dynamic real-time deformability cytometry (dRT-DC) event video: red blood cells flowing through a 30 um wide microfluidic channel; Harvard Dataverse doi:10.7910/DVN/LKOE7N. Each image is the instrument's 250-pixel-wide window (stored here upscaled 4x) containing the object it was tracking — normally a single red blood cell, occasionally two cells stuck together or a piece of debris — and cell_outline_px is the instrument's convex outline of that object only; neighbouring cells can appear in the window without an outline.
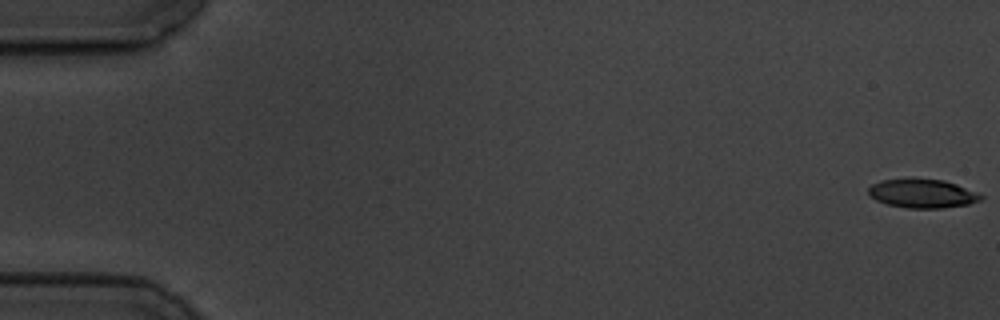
{"species": "common noctule bat (a hibernating species)", "species_latin": "Nyctalus noctula", "temperature_condition": "cold", "stored_images_in_passage": 6, "camera_frame_rate_fps": 3000, "um_per_image_px": 0.085, "animal": {"sex": "male", "body_mass_g": 19.5, "forearm_length_mm": 54.6}, "frame": {"image": 1, "passage_image": 1, "time_ms": 0.0, "image_size_px": [1000, 320], "cell_outline_px": [[984, 196], [980, 200], [968, 204], [944, 208], [908, 208], [888, 204], [876, 200], [868, 196], [868, 188], [872, 184], [880, 180], [944, 180], [956, 184], [976, 192]], "centroid_in_image_um": [78.39, 16.47], "position_along_channel_um": 6.6, "area_um2": 18.5}}
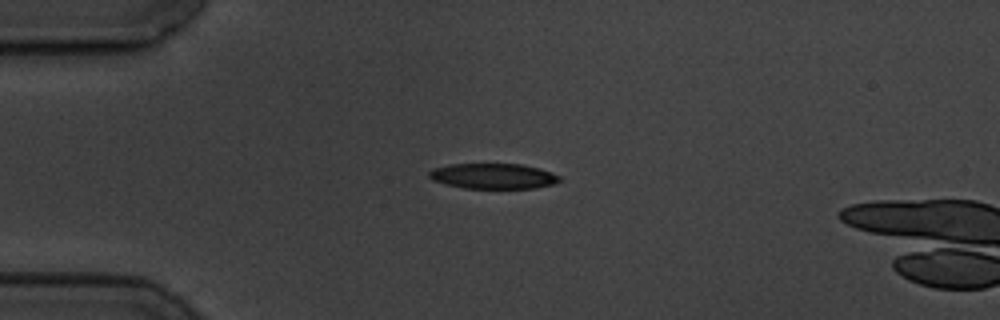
{"frame": {"image": 2, "passage_image": 5, "time_ms": 4.667, "image_size_px": [1000, 320], "cell_outline_px": [[560, 180], [552, 184], [536, 188], [464, 188], [444, 184], [432, 180], [428, 176], [428, 172], [432, 168], [448, 164], [520, 164], [540, 168], [552, 172], [560, 176]], "centroid_in_image_um": [41.89, 14.96], "position_along_channel_um": 43.1, "area_um2": 19.42}}